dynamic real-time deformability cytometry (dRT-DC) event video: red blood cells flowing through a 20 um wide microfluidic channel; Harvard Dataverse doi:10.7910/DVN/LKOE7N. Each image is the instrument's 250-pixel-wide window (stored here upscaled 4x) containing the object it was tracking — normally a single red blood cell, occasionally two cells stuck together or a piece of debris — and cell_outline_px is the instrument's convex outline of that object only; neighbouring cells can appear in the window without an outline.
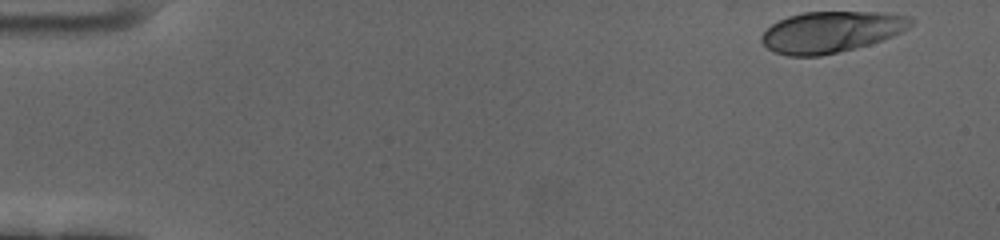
{"species": "human", "species_latin": "Homo sapiens", "temperature_condition": "cold", "stored_images_in_passage": 56, "camera_frame_rate_fps": 3000, "um_per_image_px": 0.085, "donor": {"sex": "female"}, "frame": {"image": 1, "passage_image": 1, "time_ms": 0.0, "image_size_px": [1000, 240], "cell_outline_px": [[916, 20], [908, 28], [892, 36], [868, 44], [820, 56], [788, 56], [772, 52], [760, 40], [760, 36], [772, 24], [788, 16], [804, 12], [876, 12], [908, 16]], "centroid_in_image_um": [70.62, 2.71], "position_along_channel_um": 14.4, "area_um2": 35.49}}
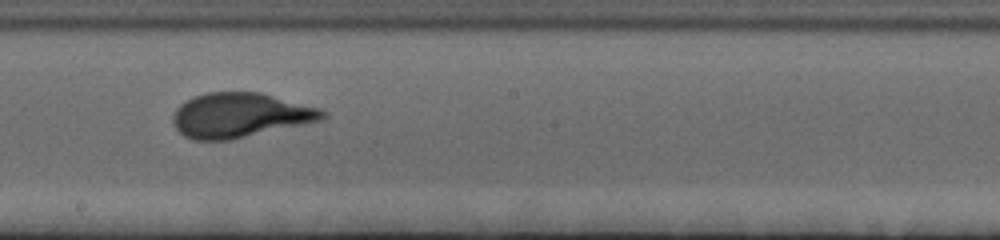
{"frame": {"image": 2, "passage_image": 31, "time_ms": 10.0, "image_size_px": [1000, 240], "cell_outline_px": [[328, 116], [324, 120], [232, 140], [192, 140], [184, 136], [176, 128], [172, 120], [172, 116], [176, 108], [180, 104], [196, 96], [208, 92], [260, 92], [320, 108], [328, 112]], "centroid_in_image_um": [20.44, 9.81], "position_along_channel_um": 227.8, "area_um2": 39.19}}
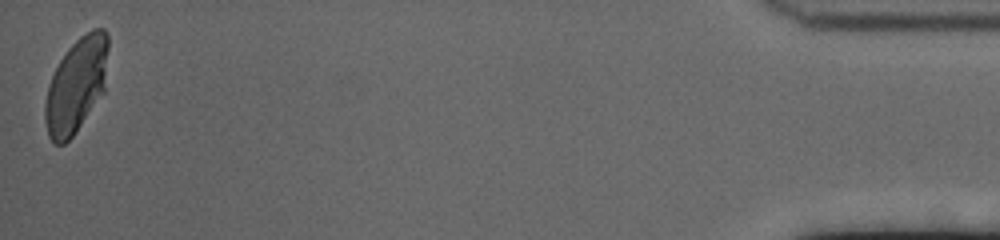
{"frame": {"image": 3, "passage_image": 56, "time_ms": 18.333, "image_size_px": [1000, 240], "cell_outline_px": [[108, 48], [104, 92], [72, 136], [64, 144], [52, 144], [48, 136], [44, 120], [44, 104], [48, 84], [60, 60], [68, 48], [80, 36], [92, 28], [104, 28], [108, 32]], "centroid_in_image_um": [6.47, 7.24], "position_along_channel_um": 428.7, "area_um2": 34.91}, "authors_computed_cell_mechanics": {"area_um2": 37.0498, "velocity_mm_per_s": 3.4302, "shape_relaxation_time_tau1_ms": 6.3921, "shape_relaxation_time_tau2_ms": null, "deformation_change_tau1": 0.2645, "deformation_change_tau2": null}}